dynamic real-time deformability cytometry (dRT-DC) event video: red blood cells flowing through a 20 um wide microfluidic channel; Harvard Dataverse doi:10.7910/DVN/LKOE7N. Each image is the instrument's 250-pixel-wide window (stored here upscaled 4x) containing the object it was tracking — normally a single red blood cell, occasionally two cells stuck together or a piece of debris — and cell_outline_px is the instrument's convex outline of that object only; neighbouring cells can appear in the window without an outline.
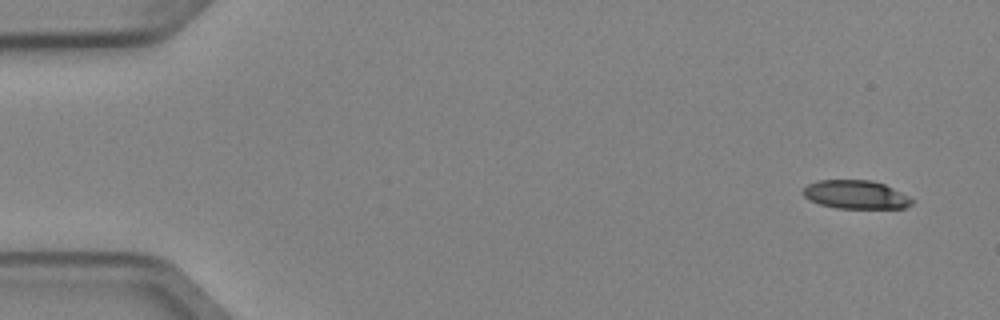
{"species": "Egyptian fruit bat (a non-hibernating species)", "species_latin": "Rousettus aegyptiacus", "temperature_condition": "cold", "stored_images_in_passage": 5, "camera_frame_rate_fps": 3000, "um_per_image_px": 0.085, "animal": {"sex": "female"}, "frame": {"image": 1, "passage_image": 1, "time_ms": 0.0, "image_size_px": [1000, 320], "cell_outline_px": [[916, 200], [912, 204], [904, 208], [836, 208], [820, 204], [804, 196], [804, 188], [808, 184], [820, 180], [872, 180], [884, 184]], "centroid_in_image_um": [72.78, 16.54], "position_along_channel_um": 12.2, "area_um2": 17.92}}
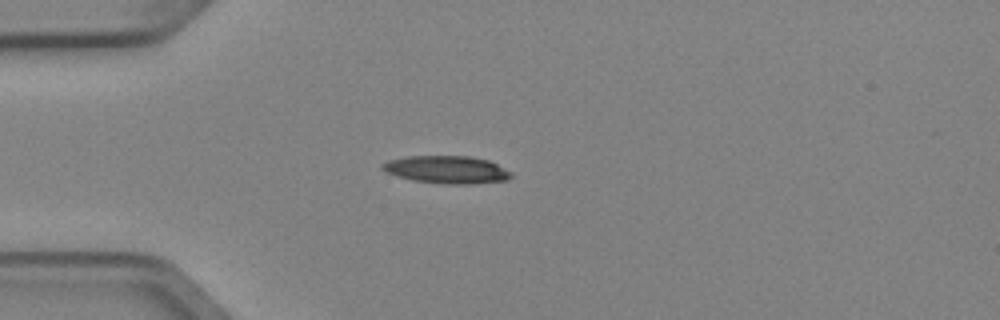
{"frame": {"image": 2, "passage_image": 4, "time_ms": 1.0, "image_size_px": [1000, 320], "cell_outline_px": [[512, 176], [508, 180], [468, 184], [448, 184], [412, 180], [388, 172], [380, 168], [380, 164], [388, 160], [408, 156], [468, 156], [488, 160], [512, 172]], "centroid_in_image_um": [37.98, 14.41], "position_along_channel_um": 47.0, "area_um2": 20.58}}